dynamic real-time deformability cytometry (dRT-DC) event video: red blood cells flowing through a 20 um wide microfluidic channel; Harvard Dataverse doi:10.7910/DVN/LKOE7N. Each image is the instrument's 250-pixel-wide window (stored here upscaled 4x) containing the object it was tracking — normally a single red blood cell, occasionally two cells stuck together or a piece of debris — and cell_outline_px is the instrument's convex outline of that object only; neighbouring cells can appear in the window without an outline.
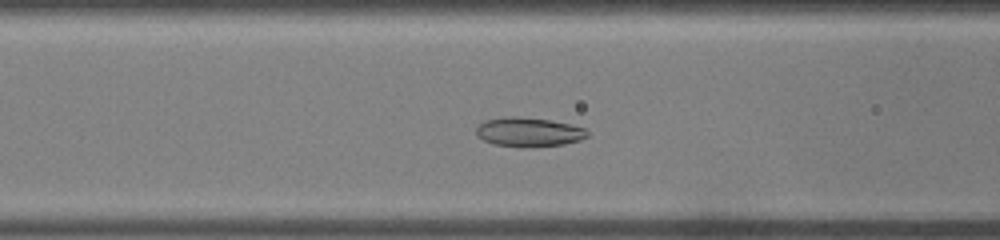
{"species": "common noctule bat (a hibernating species)", "species_latin": "Nyctalus noctula", "temperature_condition": "warm", "stored_images_in_passage": 34, "camera_frame_rate_fps": 3000, "um_per_image_px": 0.085, "animal": {"sex": "male", "body_mass_g": 19.0, "forearm_length_mm": 50.8}, "frame": {"image": 1, "passage_image": 12, "time_ms": 3.667, "image_size_px": [1000, 240], "cell_outline_px": [[588, 136], [580, 140], [564, 144], [532, 148], [492, 144], [476, 136], [476, 124], [484, 120], [512, 116], [516, 116], [548, 120], [568, 124], [584, 128], [588, 132]], "centroid_in_image_um": [44.89, 11.23], "position_along_channel_um": 121.7, "area_um2": 19.02}}
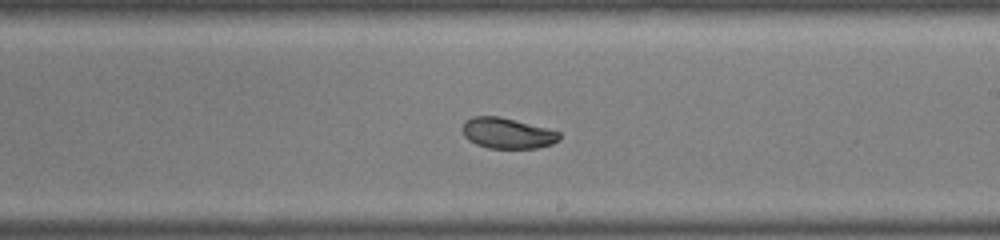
{"frame": {"image": 2, "passage_image": 19, "time_ms": 6.0, "image_size_px": [1000, 240], "cell_outline_px": [[560, 140], [552, 144], [536, 148], [488, 148], [476, 144], [468, 140], [464, 136], [464, 120], [472, 116], [500, 116], [560, 132]], "centroid_in_image_um": [43.11, 11.32], "position_along_channel_um": 245.9, "area_um2": 17.22}}
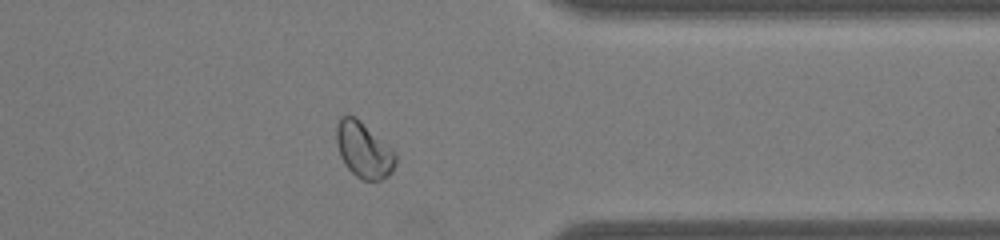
{"frame": {"image": 3, "passage_image": 27, "time_ms": 8.667, "image_size_px": [1000, 240], "cell_outline_px": [[396, 164], [392, 172], [388, 176], [380, 180], [364, 180], [356, 176], [344, 164], [340, 156], [336, 144], [336, 128], [340, 116], [348, 112], [356, 116], [396, 152]], "centroid_in_image_um": [30.9, 12.71], "position_along_channel_um": 380.5, "area_um2": 19.54}}